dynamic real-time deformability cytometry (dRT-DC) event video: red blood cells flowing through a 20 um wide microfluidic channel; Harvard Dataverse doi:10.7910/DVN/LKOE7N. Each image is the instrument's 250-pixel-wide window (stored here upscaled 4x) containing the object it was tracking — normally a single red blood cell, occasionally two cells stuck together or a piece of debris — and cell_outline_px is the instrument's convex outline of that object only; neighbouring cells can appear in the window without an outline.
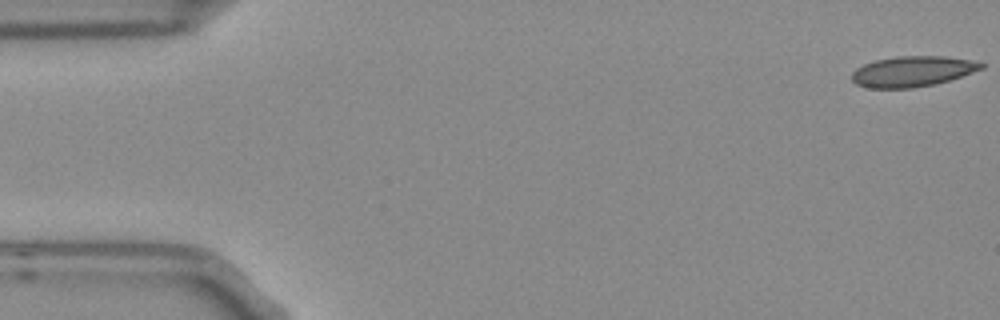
{"species": "Egyptian fruit bat (a non-hibernating species)", "species_latin": "Rousettus aegyptiacus", "temperature_condition": "room temperature", "stored_images_in_passage": 5, "camera_frame_rate_fps": 3000, "um_per_image_px": 0.085, "frame": {"image": 1, "passage_image": 1, "time_ms": 0.0, "image_size_px": [1000, 320], "cell_outline_px": [[984, 68], [936, 84], [912, 88], [868, 88], [856, 84], [852, 80], [852, 72], [856, 68], [864, 64], [876, 60], [896, 56], [944, 56], [968, 60], [984, 64]], "centroid_in_image_um": [77.51, 6.07], "position_along_channel_um": 7.5, "area_um2": 22.83}}
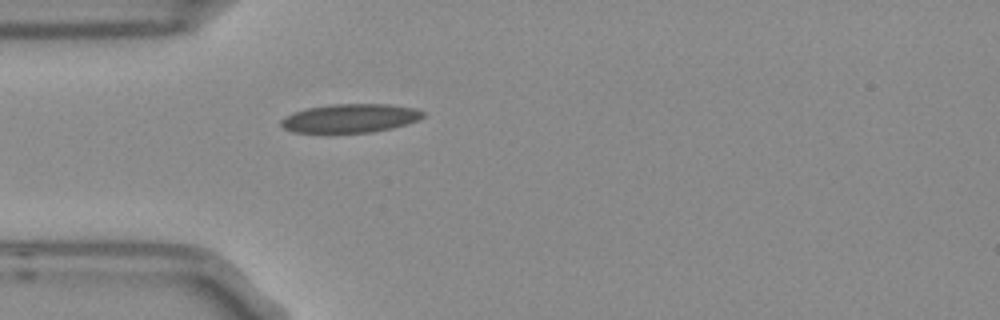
{"frame": {"image": 2, "passage_image": 5, "time_ms": 1.333, "image_size_px": [1000, 320], "cell_outline_px": [[424, 116], [420, 120], [408, 124], [392, 128], [372, 132], [292, 132], [284, 128], [280, 124], [280, 120], [284, 116], [292, 112], [304, 108], [332, 104], [388, 104], [416, 108], [424, 112]], "centroid_in_image_um": [29.77, 10.04], "position_along_channel_um": 55.2, "area_um2": 23.93}}